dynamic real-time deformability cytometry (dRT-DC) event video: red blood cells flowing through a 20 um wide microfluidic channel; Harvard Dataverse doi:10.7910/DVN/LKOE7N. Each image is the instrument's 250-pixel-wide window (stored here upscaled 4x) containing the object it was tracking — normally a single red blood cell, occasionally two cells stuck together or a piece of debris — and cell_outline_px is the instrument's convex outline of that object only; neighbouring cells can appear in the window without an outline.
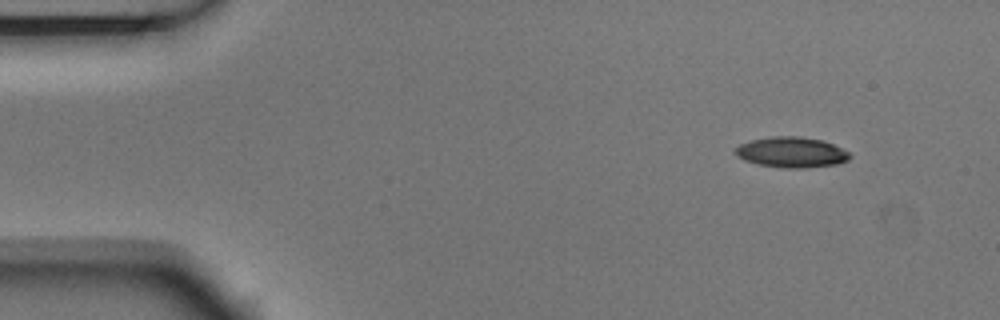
{"species": "Egyptian fruit bat (a non-hibernating species)", "species_latin": "Rousettus aegyptiacus", "temperature_condition": "room temperature", "stored_images_in_passage": 3, "camera_frame_rate_fps": 3000, "um_per_image_px": 0.085, "animal": {"sex": "male"}, "frame": {"image": 1, "passage_image": 1, "time_ms": 0.0, "image_size_px": [1000, 320], "cell_outline_px": [[852, 156], [848, 160], [840, 164], [804, 168], [784, 168], [760, 164], [744, 160], [736, 156], [732, 148], [740, 144], [752, 140], [772, 136], [800, 136], [824, 140], [848, 152]], "centroid_in_image_um": [67.27, 12.94], "position_along_channel_um": 17.7, "area_um2": 20.52}}
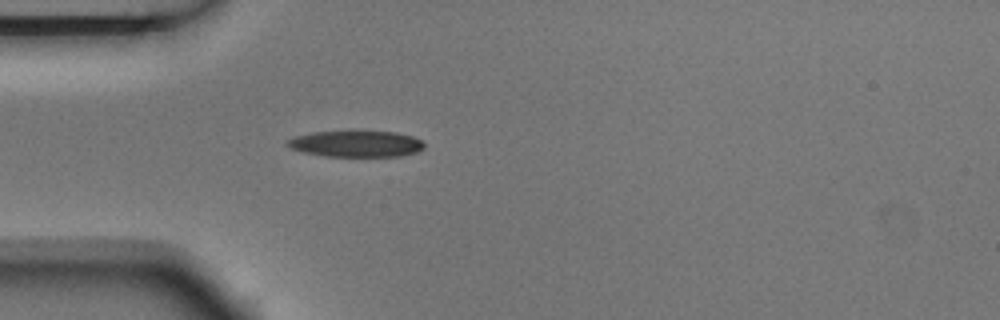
{"frame": {"image": 2, "passage_image": 3, "time_ms": 0.667, "image_size_px": [1000, 320], "cell_outline_px": [[424, 148], [416, 152], [400, 156], [324, 156], [304, 152], [292, 148], [284, 144], [288, 140], [296, 136], [312, 132], [396, 132], [412, 136], [420, 140], [424, 144]], "centroid_in_image_um": [30.27, 12.23], "position_along_channel_um": 54.7, "area_um2": 20.58}}